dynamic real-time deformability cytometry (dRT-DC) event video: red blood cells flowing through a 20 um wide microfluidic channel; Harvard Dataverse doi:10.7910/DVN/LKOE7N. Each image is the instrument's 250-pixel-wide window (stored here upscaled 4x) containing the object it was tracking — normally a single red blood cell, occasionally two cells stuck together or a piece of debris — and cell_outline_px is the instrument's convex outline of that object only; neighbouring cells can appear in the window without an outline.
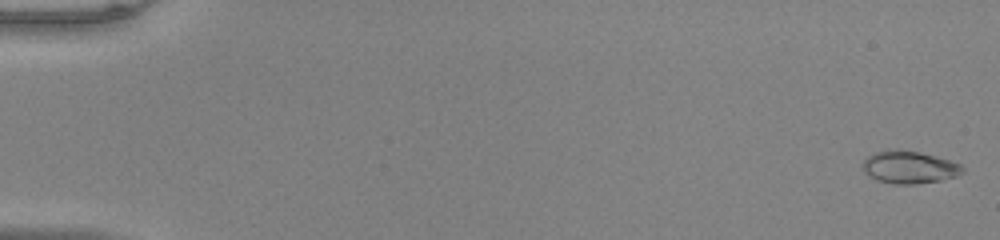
{"species": "common noctule bat (a hibernating species)", "species_latin": "Nyctalus noctula", "temperature_condition": "warm", "stored_images_in_passage": 52, "camera_frame_rate_fps": 3000, "um_per_image_px": 0.085, "animal": {"sex": "male", "body_mass_g": 20.0, "forearm_length_mm": 53.3}, "frame": {"image": 1, "passage_image": 1, "time_ms": 0.0, "image_size_px": [1000, 240], "cell_outline_px": [[964, 172], [956, 176], [940, 180], [912, 184], [892, 184], [876, 180], [868, 176], [864, 172], [864, 160], [868, 156], [876, 152], [888, 148], [896, 148], [920, 152], [936, 156], [960, 164], [964, 168]], "centroid_in_image_um": [77.26, 14.2], "position_along_channel_um": 7.7, "area_um2": 19.02}}
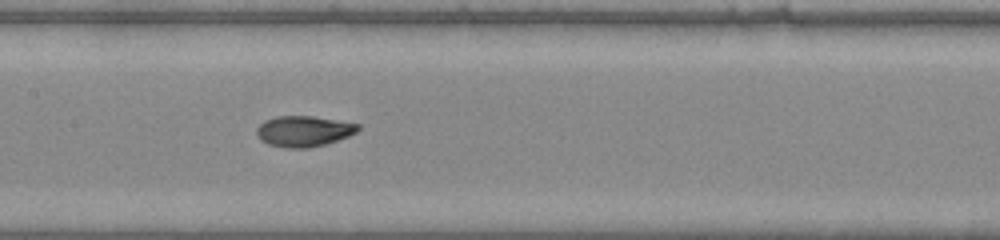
{"frame": {"image": 2, "passage_image": 27, "time_ms": 8.667, "image_size_px": [1000, 240], "cell_outline_px": [[360, 128], [356, 132], [348, 136], [324, 144], [308, 148], [284, 148], [268, 144], [260, 140], [256, 132], [256, 128], [264, 120], [276, 116], [312, 116], [360, 124]], "centroid_in_image_um": [25.78, 11.15], "position_along_channel_um": 181.6, "area_um2": 18.15}}
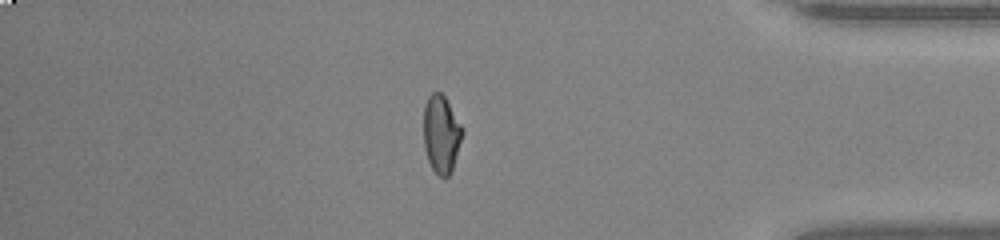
{"frame": {"image": 3, "passage_image": 45, "time_ms": 14.667, "image_size_px": [1000, 240], "cell_outline_px": [[464, 132], [452, 172], [444, 180], [432, 168], [428, 160], [424, 148], [424, 104], [428, 96], [432, 92], [440, 92], [444, 96], [464, 128]], "centroid_in_image_um": [37.52, 11.41], "position_along_channel_um": 397.7, "area_um2": 17.8}, "authors_computed_cell_mechanics": {"area_um2": 17.8313, "velocity_mm_per_s": 4.0436, "shape_relaxation_time_tau1_ms": 3.2366, "shape_relaxation_time_tau2_ms": null, "deformation_change_tau1": 0.1374, "deformation_change_tau2": null}}